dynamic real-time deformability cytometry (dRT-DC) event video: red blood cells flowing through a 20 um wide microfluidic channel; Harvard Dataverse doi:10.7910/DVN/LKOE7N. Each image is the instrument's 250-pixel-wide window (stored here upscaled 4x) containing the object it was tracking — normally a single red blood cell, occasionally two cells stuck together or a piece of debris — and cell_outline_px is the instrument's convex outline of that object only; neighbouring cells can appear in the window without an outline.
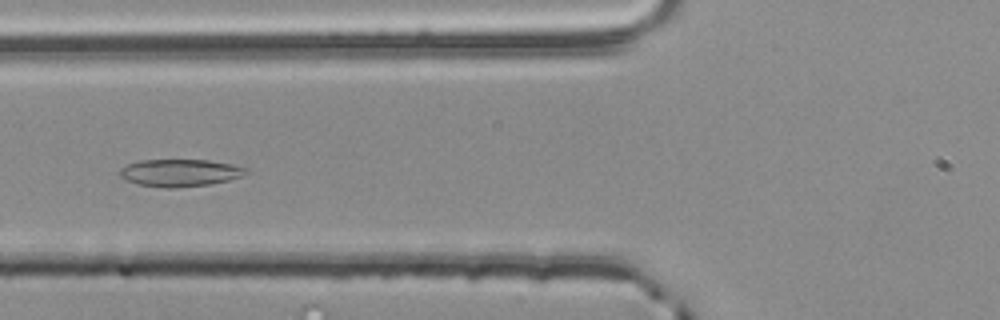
{"species": "common noctule bat (a hibernating species)", "species_latin": "Nyctalus noctula", "temperature_condition": "room temperature", "stored_images_in_passage": 38, "camera_frame_rate_fps": 3000, "um_per_image_px": 0.085, "animal": {"sex": "male", "body_mass_g": 20.4}, "frame": {"image": 1, "passage_image": 5, "time_ms": 1.333, "image_size_px": [1000, 320], "cell_outline_px": [[248, 172], [240, 176], [228, 180], [208, 184], [176, 188], [164, 188], [140, 184], [124, 180], [120, 176], [120, 168], [128, 164], [140, 160], [208, 160], [232, 164], [244, 168]], "centroid_in_image_um": [15.25, 14.68], "position_along_channel_um": 110.6, "area_um2": 19.88}}
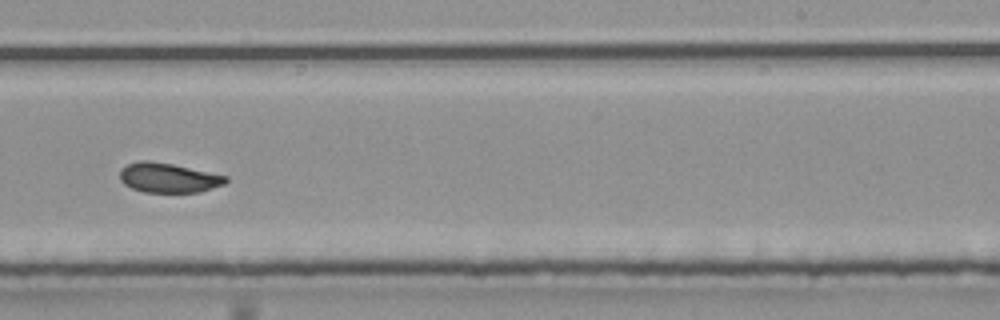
{"frame": {"image": 2, "passage_image": 18, "time_ms": 5.667, "image_size_px": [1000, 320], "cell_outline_px": [[228, 180], [224, 184], [200, 192], [144, 192], [132, 188], [124, 184], [120, 180], [120, 168], [128, 164], [140, 160], [148, 160], [172, 164], [228, 176]], "centroid_in_image_um": [14.3, 15.11], "position_along_channel_um": 274.7, "area_um2": 18.26}}
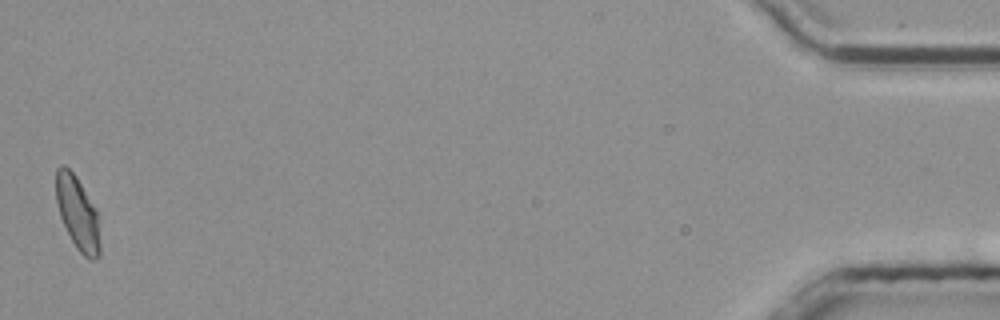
{"frame": {"image": 3, "passage_image": 38, "time_ms": 12.333, "image_size_px": [1000, 320], "cell_outline_px": [[100, 256], [96, 260], [88, 260], [76, 248], [60, 216], [56, 200], [56, 168], [60, 164], [64, 164], [76, 176], [100, 212]], "centroid_in_image_um": [6.65, 18.13], "position_along_channel_um": 428.5, "area_um2": 19.42}, "authors_computed_cell_mechanics": {"area_um2": 19.074, "velocity_mm_per_s": 3.7874, "shape_relaxation_time_tau1_ms": 5.2162, "shape_relaxation_time_tau2_ms": 1.3597, "deformation_change_tau1": 0.1387, "deformation_change_tau2": 0.0548}}